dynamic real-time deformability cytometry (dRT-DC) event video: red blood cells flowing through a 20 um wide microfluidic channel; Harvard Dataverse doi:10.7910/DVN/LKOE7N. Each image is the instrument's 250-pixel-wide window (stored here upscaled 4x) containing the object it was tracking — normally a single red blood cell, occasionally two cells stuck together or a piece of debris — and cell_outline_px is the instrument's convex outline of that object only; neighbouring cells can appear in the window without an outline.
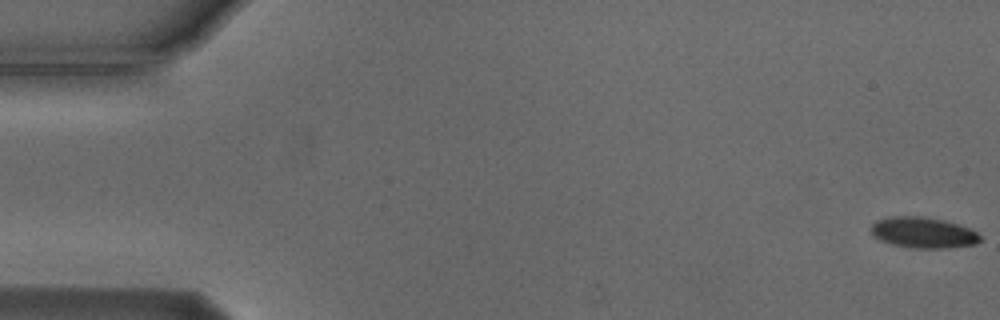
{"species": "Egyptian fruit bat (a non-hibernating species)", "species_latin": "Rousettus aegyptiacus", "temperature_condition": "cold", "stored_images_in_passage": 3, "camera_frame_rate_fps": 3000, "um_per_image_px": 0.085, "animal": {"sex": "male"}, "frame": {"image": 1, "passage_image": 1, "time_ms": 0.0, "image_size_px": [1000, 320], "cell_outline_px": [[980, 240], [976, 244], [948, 248], [912, 248], [892, 244], [880, 240], [872, 236], [872, 224], [876, 220], [888, 216], [924, 216], [944, 220], [968, 228], [976, 232], [980, 236]], "centroid_in_image_um": [78.44, 19.77], "position_along_channel_um": 6.6, "area_um2": 19.65}}